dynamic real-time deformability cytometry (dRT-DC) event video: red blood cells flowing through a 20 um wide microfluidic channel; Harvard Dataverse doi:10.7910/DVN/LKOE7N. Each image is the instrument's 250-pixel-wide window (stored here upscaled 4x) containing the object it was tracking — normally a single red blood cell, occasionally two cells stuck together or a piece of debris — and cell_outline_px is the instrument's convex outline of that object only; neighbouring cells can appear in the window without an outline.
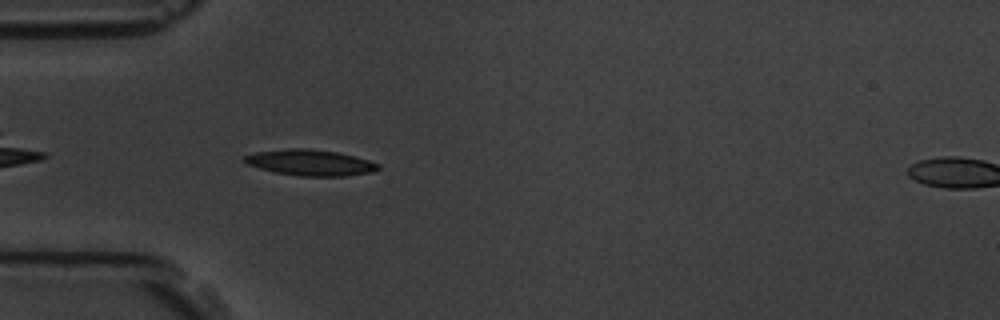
{"species": "common noctule bat (a hibernating species)", "species_latin": "Nyctalus noctula", "temperature_condition": "room temperature", "stored_images_in_passage": 4, "segment_of_instrument_passage": [1, 2], "camera_frame_rate_fps": 3000, "um_per_image_px": 0.085, "animal": {"sex": "male", "body_mass_g": 19.5, "forearm_length_mm": 54.6}, "frame": {"image": 1, "passage_image": 3, "time_ms": 2.333, "image_size_px": [1000, 320], "cell_outline_px": [[380, 168], [372, 172], [344, 176], [300, 176], [276, 172], [244, 164], [240, 160], [244, 156], [256, 152], [288, 148], [308, 148], [336, 152], [368, 160], [380, 164]], "centroid_in_image_um": [26.32, 13.82], "position_along_channel_um": 58.7, "area_um2": 20.23}}